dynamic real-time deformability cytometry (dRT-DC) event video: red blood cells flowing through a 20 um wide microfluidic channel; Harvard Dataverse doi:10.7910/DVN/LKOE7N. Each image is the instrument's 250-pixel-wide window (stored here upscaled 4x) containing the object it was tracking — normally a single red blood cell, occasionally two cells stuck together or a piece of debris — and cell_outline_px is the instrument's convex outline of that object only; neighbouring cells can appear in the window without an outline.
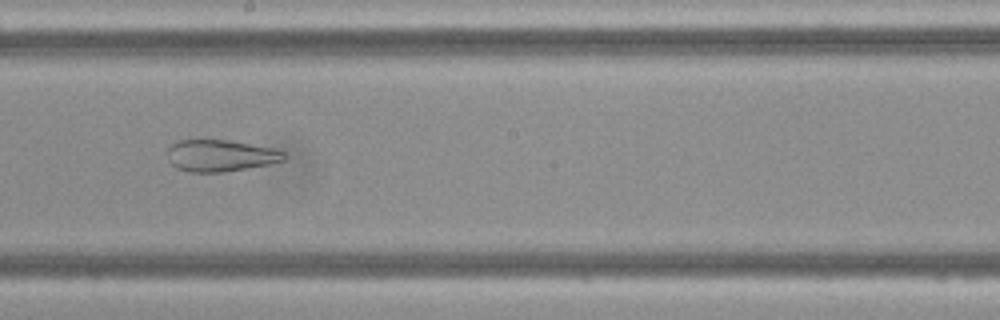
{"species": "Egyptian fruit bat (a non-hibernating species)", "species_latin": "Rousettus aegyptiacus", "temperature_condition": "cold", "stored_images_in_passage": 36, "camera_frame_rate_fps": 3000, "um_per_image_px": 0.085, "frame": {"image": 1, "passage_image": 16, "time_ms": 5.0, "image_size_px": [1000, 320], "cell_outline_px": [[288, 156], [284, 160], [268, 164], [248, 168], [224, 172], [192, 172], [176, 168], [168, 160], [168, 148], [176, 140], [228, 140], [272, 148], [284, 152]], "centroid_in_image_um": [18.73, 13.23], "position_along_channel_um": 229.5, "area_um2": 21.5}}